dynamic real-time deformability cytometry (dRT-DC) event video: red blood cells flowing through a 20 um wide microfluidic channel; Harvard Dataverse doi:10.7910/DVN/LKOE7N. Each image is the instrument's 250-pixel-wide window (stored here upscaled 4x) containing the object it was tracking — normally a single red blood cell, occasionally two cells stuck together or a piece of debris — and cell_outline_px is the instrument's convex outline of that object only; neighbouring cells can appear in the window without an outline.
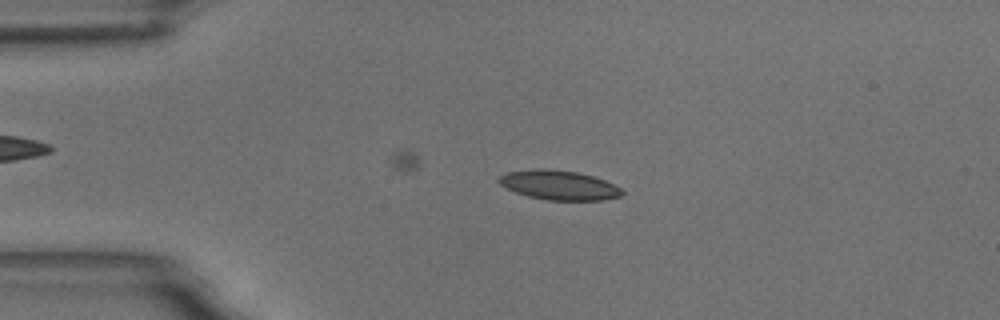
{"species": "common noctule bat (a hibernating species)", "species_latin": "Nyctalus noctula", "temperature_condition": "room temperature", "stored_images_in_passage": 23, "camera_frame_rate_fps": 3000, "um_per_image_px": 0.085, "animal": {"sex": "male", "body_mass_g": 18.8}, "frame": {"image": 1, "passage_image": 13, "time_ms": 4.0, "image_size_px": [1000, 320], "cell_outline_px": [[624, 192], [620, 196], [604, 200], [548, 200], [528, 196], [516, 192], [500, 184], [496, 180], [500, 176], [508, 172], [536, 168], [548, 168], [576, 172], [592, 176], [604, 180], [620, 188]], "centroid_in_image_um": [47.5, 15.73], "position_along_channel_um": 37.5, "area_um2": 20.98}}